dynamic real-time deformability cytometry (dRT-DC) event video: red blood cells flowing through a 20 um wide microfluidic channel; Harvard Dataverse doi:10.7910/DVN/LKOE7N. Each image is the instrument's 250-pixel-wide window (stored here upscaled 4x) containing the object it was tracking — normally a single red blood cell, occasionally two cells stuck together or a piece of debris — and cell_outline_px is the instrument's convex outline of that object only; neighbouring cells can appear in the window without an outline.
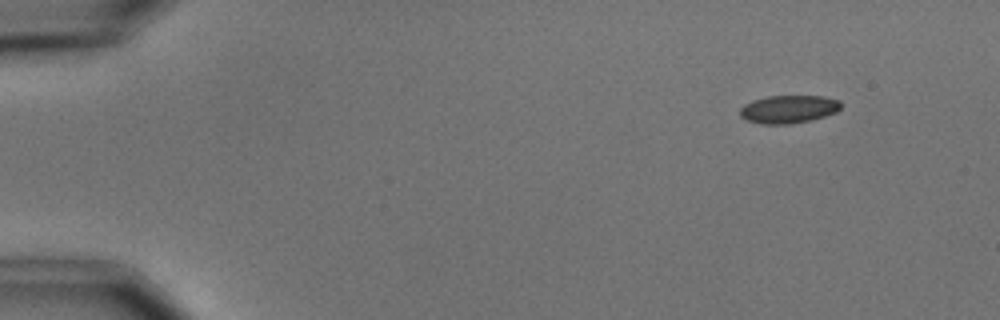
{"species": "common noctule bat (a hibernating species)", "species_latin": "Nyctalus noctula", "temperature_condition": "cold", "stored_images_in_passage": 50, "camera_frame_rate_fps": 3000, "um_per_image_px": 0.085, "animal": {"sex": "male", "body_mass_g": 15.6}, "frame": {"image": 1, "passage_image": 1, "time_ms": 0.0, "image_size_px": [1000, 320], "cell_outline_px": [[840, 108], [836, 112], [812, 120], [788, 124], [760, 124], [748, 120], [740, 116], [740, 108], [744, 104], [752, 100], [768, 96], [824, 96], [840, 100]], "centroid_in_image_um": [67.02, 9.28], "position_along_channel_um": 18.0, "area_um2": 16.47}}
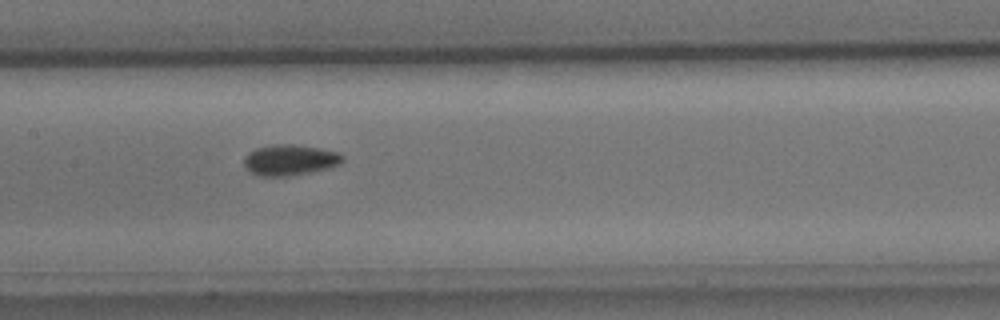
{"frame": {"image": 2, "passage_image": 23, "time_ms": 7.333, "image_size_px": [1000, 320], "cell_outline_px": [[344, 160], [340, 164], [328, 168], [288, 176], [260, 176], [244, 168], [244, 156], [248, 152], [256, 148], [272, 144], [292, 144], [316, 148], [336, 152], [344, 156]], "centroid_in_image_um": [24.59, 13.59], "position_along_channel_um": 182.8, "area_um2": 17.57}}
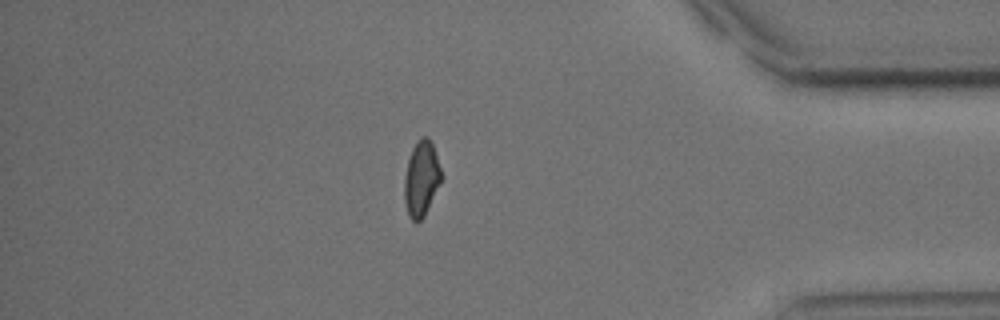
{"frame": {"image": 3, "passage_image": 43, "time_ms": 14.0, "image_size_px": [1000, 320], "cell_outline_px": [[440, 180], [424, 216], [416, 224], [408, 216], [404, 200], [404, 180], [408, 160], [412, 148], [416, 140], [420, 136], [428, 136], [432, 144], [440, 168]], "centroid_in_image_um": [35.77, 15.17], "position_along_channel_um": 399.4, "area_um2": 15.9}, "authors_computed_cell_mechanics": {"area_um2": 16.7042, "velocity_mm_per_s": 3.6833, "shape_relaxation_time_tau1_ms": 6.0867, "shape_relaxation_time_tau2_ms": 6.262, "deformation_change_tau1": 0.1063, "deformation_change_tau2": 0.0932}}